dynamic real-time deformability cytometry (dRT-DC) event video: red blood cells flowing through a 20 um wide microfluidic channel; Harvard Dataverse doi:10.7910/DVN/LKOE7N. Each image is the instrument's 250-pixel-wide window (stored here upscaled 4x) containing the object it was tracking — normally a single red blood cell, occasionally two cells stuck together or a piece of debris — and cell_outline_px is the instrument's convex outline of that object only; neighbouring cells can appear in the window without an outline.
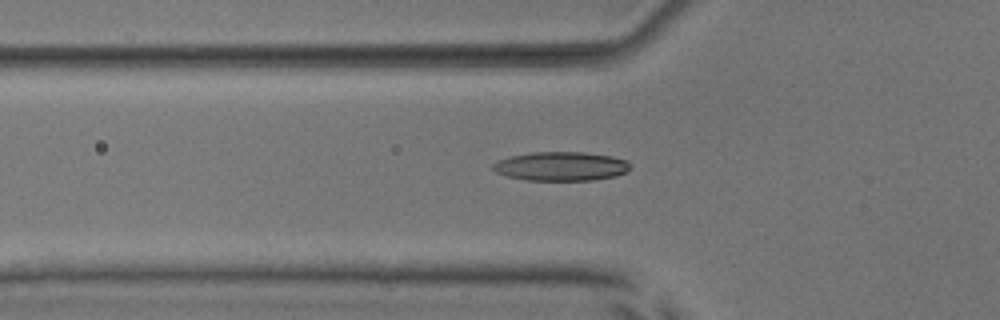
{"species": "common noctule bat (a hibernating species)", "species_latin": "Nyctalus noctula", "temperature_condition": "room temperature", "stored_images_in_passage": 30, "camera_frame_rate_fps": 3000, "um_per_image_px": 0.085, "animal": {"sex": "male", "body_mass_g": 17.9, "forearm_length_mm": 54.2}, "frame": {"image": 1, "passage_image": 2, "time_ms": 0.333, "image_size_px": [1000, 320], "cell_outline_px": [[632, 168], [616, 176], [592, 180], [528, 180], [508, 176], [496, 172], [492, 168], [492, 164], [500, 160], [512, 156], [532, 152], [584, 152], [612, 156], [628, 160]], "centroid_in_image_um": [47.73, 14.13], "position_along_channel_um": 78.1, "area_um2": 23.12}}
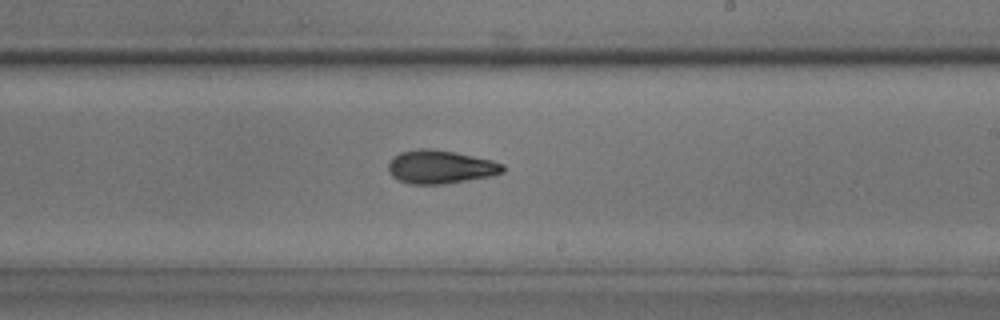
{"frame": {"image": 2, "passage_image": 15, "time_ms": 4.667, "image_size_px": [1000, 320], "cell_outline_px": [[504, 172], [492, 176], [444, 184], [408, 184], [392, 176], [388, 172], [388, 164], [392, 156], [400, 152], [420, 148], [432, 148], [456, 152], [492, 160], [504, 164]], "centroid_in_image_um": [37.42, 14.18], "position_along_channel_um": 251.6, "area_um2": 22.54}}
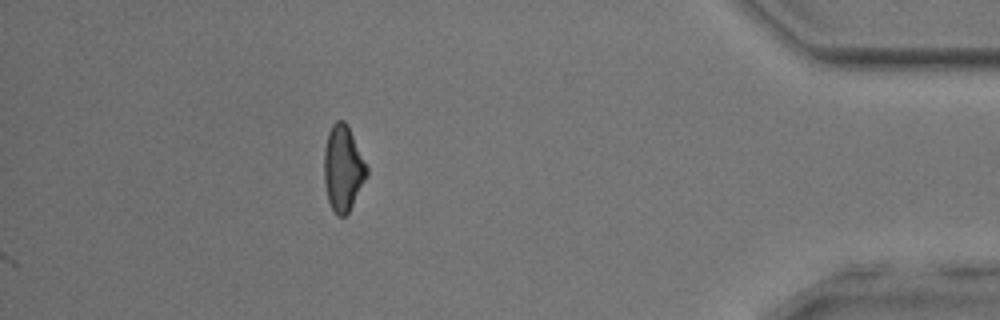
{"frame": {"image": 3, "passage_image": 30, "time_ms": 9.667, "image_size_px": [1000, 320], "cell_outline_px": [[368, 176], [348, 212], [344, 216], [336, 216], [328, 200], [324, 184], [324, 148], [328, 132], [332, 124], [336, 120], [344, 120], [348, 124], [368, 168]], "centroid_in_image_um": [29.15, 14.28], "position_along_channel_um": 406.0, "area_um2": 21.44}, "authors_computed_cell_mechanics": {"area_um2": 21.7617, "velocity_mm_per_s": 4.0053, "shape_relaxation_time_tau1_ms": 8.9881, "shape_relaxation_time_tau2_ms": 3.453, "deformation_change_tau1": 0.2218, "deformation_change_tau2": 0.1131}}